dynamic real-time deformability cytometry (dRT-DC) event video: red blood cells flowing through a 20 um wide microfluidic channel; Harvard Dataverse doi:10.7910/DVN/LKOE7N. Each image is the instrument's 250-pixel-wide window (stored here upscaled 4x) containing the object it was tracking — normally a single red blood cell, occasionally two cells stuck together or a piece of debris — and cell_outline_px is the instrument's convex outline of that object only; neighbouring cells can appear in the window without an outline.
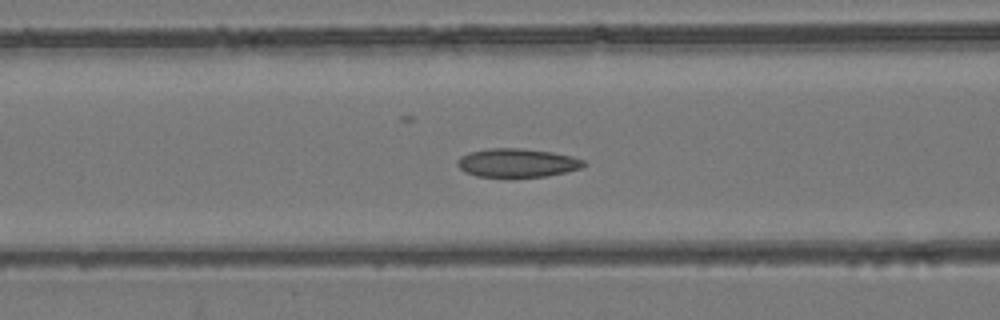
{"species": "common noctule bat (a hibernating species)", "species_latin": "Nyctalus noctula", "temperature_condition": "room temperature", "stored_images_in_passage": 54, "camera_frame_rate_fps": 3000, "um_per_image_px": 0.085, "animal": {"sex": "female", "body_mass_g": 24.6, "forearm_length_mm": 56.2}, "frame": {"image": 1, "passage_image": 22, "time_ms": 7.0, "image_size_px": [1000, 320], "cell_outline_px": [[588, 164], [580, 168], [548, 176], [476, 176], [464, 172], [456, 164], [456, 160], [460, 156], [468, 152], [488, 148], [520, 148], [552, 152], [572, 156], [584, 160]], "centroid_in_image_um": [43.93, 13.82], "position_along_channel_um": 122.7, "area_um2": 21.04}}
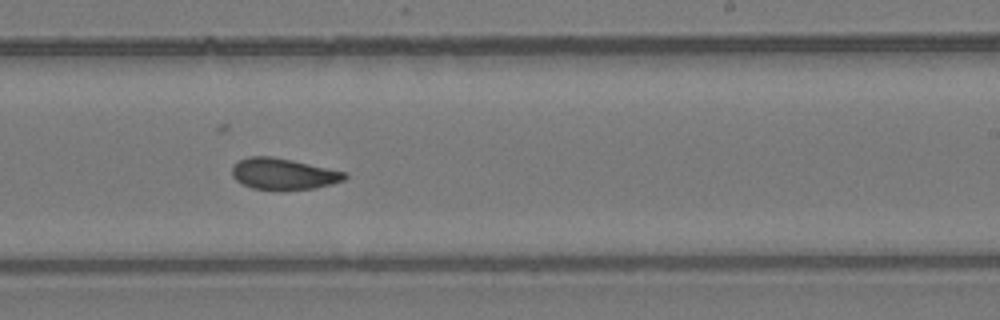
{"frame": {"image": 2, "passage_image": 33, "time_ms": 10.667, "image_size_px": [1000, 320], "cell_outline_px": [[348, 176], [344, 180], [332, 184], [316, 188], [252, 188], [236, 180], [232, 176], [232, 168], [240, 160], [248, 156], [272, 156], [292, 160], [348, 172]], "centroid_in_image_um": [24.13, 14.75], "position_along_channel_um": 264.9, "area_um2": 20.11}}
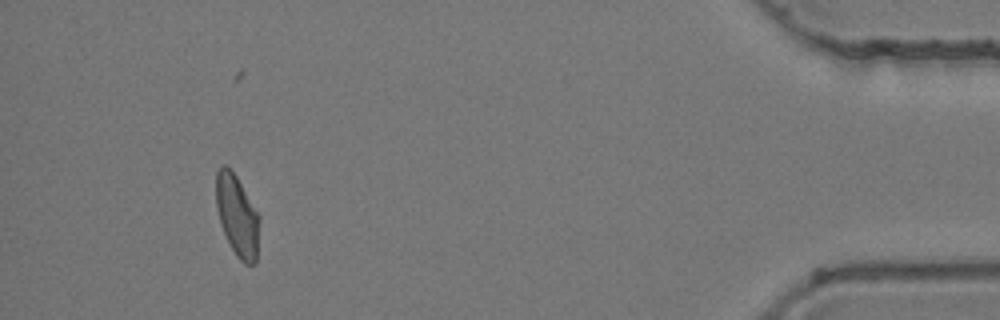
{"frame": {"image": 3, "passage_image": 50, "time_ms": 16.333, "image_size_px": [1000, 320], "cell_outline_px": [[260, 220], [256, 264], [244, 264], [236, 256], [220, 224], [216, 208], [216, 172], [220, 164], [224, 164], [236, 176], [260, 216]], "centroid_in_image_um": [20.16, 18.34], "position_along_channel_um": 415.0, "area_um2": 20.58}, "authors_computed_cell_mechanics": {"area_um2": 21.0681, "velocity_mm_per_s": 3.8887, "shape_relaxation_time_tau1_ms": null, "shape_relaxation_time_tau2_ms": 2.4844, "deformation_change_tau1": null, "deformation_change_tau2": 0.064}}